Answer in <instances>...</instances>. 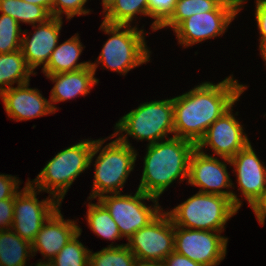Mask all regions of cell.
Wrapping results in <instances>:
<instances>
[{
	"mask_svg": "<svg viewBox=\"0 0 266 266\" xmlns=\"http://www.w3.org/2000/svg\"><path fill=\"white\" fill-rule=\"evenodd\" d=\"M219 5L218 0H177L173 13L158 30L165 27L174 30L193 14L214 11Z\"/></svg>",
	"mask_w": 266,
	"mask_h": 266,
	"instance_id": "obj_26",
	"label": "cell"
},
{
	"mask_svg": "<svg viewBox=\"0 0 266 266\" xmlns=\"http://www.w3.org/2000/svg\"><path fill=\"white\" fill-rule=\"evenodd\" d=\"M195 149V143L174 135L148 144L138 189L159 198L177 178L188 180L190 157Z\"/></svg>",
	"mask_w": 266,
	"mask_h": 266,
	"instance_id": "obj_2",
	"label": "cell"
},
{
	"mask_svg": "<svg viewBox=\"0 0 266 266\" xmlns=\"http://www.w3.org/2000/svg\"><path fill=\"white\" fill-rule=\"evenodd\" d=\"M236 15L219 5L214 11L193 14L183 20L173 31L183 47L223 35Z\"/></svg>",
	"mask_w": 266,
	"mask_h": 266,
	"instance_id": "obj_14",
	"label": "cell"
},
{
	"mask_svg": "<svg viewBox=\"0 0 266 266\" xmlns=\"http://www.w3.org/2000/svg\"><path fill=\"white\" fill-rule=\"evenodd\" d=\"M100 28L112 35L103 45L95 63H90L94 72L99 63L106 69L126 75L128 71L150 61V51L145 42L144 30L131 25L102 22ZM123 29V30H122Z\"/></svg>",
	"mask_w": 266,
	"mask_h": 266,
	"instance_id": "obj_4",
	"label": "cell"
},
{
	"mask_svg": "<svg viewBox=\"0 0 266 266\" xmlns=\"http://www.w3.org/2000/svg\"><path fill=\"white\" fill-rule=\"evenodd\" d=\"M88 0H53L52 1V17L62 18V14H66L67 20L75 15H87L89 9H84V5Z\"/></svg>",
	"mask_w": 266,
	"mask_h": 266,
	"instance_id": "obj_31",
	"label": "cell"
},
{
	"mask_svg": "<svg viewBox=\"0 0 266 266\" xmlns=\"http://www.w3.org/2000/svg\"><path fill=\"white\" fill-rule=\"evenodd\" d=\"M246 0H218L221 6H224L230 9L235 15L241 11L242 4L245 3Z\"/></svg>",
	"mask_w": 266,
	"mask_h": 266,
	"instance_id": "obj_37",
	"label": "cell"
},
{
	"mask_svg": "<svg viewBox=\"0 0 266 266\" xmlns=\"http://www.w3.org/2000/svg\"><path fill=\"white\" fill-rule=\"evenodd\" d=\"M226 165L214 155H208L196 148L190 157L188 184L200 187L199 192L228 197L239 210L242 201L233 191L222 189L233 187Z\"/></svg>",
	"mask_w": 266,
	"mask_h": 266,
	"instance_id": "obj_12",
	"label": "cell"
},
{
	"mask_svg": "<svg viewBox=\"0 0 266 266\" xmlns=\"http://www.w3.org/2000/svg\"><path fill=\"white\" fill-rule=\"evenodd\" d=\"M136 152L132 146L117 138L102 148L94 164L90 200L105 194L121 193L129 174L134 170Z\"/></svg>",
	"mask_w": 266,
	"mask_h": 266,
	"instance_id": "obj_7",
	"label": "cell"
},
{
	"mask_svg": "<svg viewBox=\"0 0 266 266\" xmlns=\"http://www.w3.org/2000/svg\"><path fill=\"white\" fill-rule=\"evenodd\" d=\"M255 10V17L260 33L259 50L261 51L266 46V1L257 0Z\"/></svg>",
	"mask_w": 266,
	"mask_h": 266,
	"instance_id": "obj_33",
	"label": "cell"
},
{
	"mask_svg": "<svg viewBox=\"0 0 266 266\" xmlns=\"http://www.w3.org/2000/svg\"><path fill=\"white\" fill-rule=\"evenodd\" d=\"M20 180L15 176L0 174V200L15 198Z\"/></svg>",
	"mask_w": 266,
	"mask_h": 266,
	"instance_id": "obj_32",
	"label": "cell"
},
{
	"mask_svg": "<svg viewBox=\"0 0 266 266\" xmlns=\"http://www.w3.org/2000/svg\"><path fill=\"white\" fill-rule=\"evenodd\" d=\"M98 200L106 207L115 221L121 236L127 240L138 230L147 226L162 210L158 198L137 189L135 194L114 193L102 195ZM143 200H150L153 206H146ZM161 208V209H160Z\"/></svg>",
	"mask_w": 266,
	"mask_h": 266,
	"instance_id": "obj_8",
	"label": "cell"
},
{
	"mask_svg": "<svg viewBox=\"0 0 266 266\" xmlns=\"http://www.w3.org/2000/svg\"><path fill=\"white\" fill-rule=\"evenodd\" d=\"M28 181L22 191H19L14 198L12 230L23 240L33 242L44 222L61 204L50 198L39 201L38 193ZM50 198V199H49Z\"/></svg>",
	"mask_w": 266,
	"mask_h": 266,
	"instance_id": "obj_10",
	"label": "cell"
},
{
	"mask_svg": "<svg viewBox=\"0 0 266 266\" xmlns=\"http://www.w3.org/2000/svg\"><path fill=\"white\" fill-rule=\"evenodd\" d=\"M0 12L14 18L18 23L41 24L51 18V14L42 6L23 0H0Z\"/></svg>",
	"mask_w": 266,
	"mask_h": 266,
	"instance_id": "obj_23",
	"label": "cell"
},
{
	"mask_svg": "<svg viewBox=\"0 0 266 266\" xmlns=\"http://www.w3.org/2000/svg\"><path fill=\"white\" fill-rule=\"evenodd\" d=\"M132 266H161V264L136 260Z\"/></svg>",
	"mask_w": 266,
	"mask_h": 266,
	"instance_id": "obj_39",
	"label": "cell"
},
{
	"mask_svg": "<svg viewBox=\"0 0 266 266\" xmlns=\"http://www.w3.org/2000/svg\"><path fill=\"white\" fill-rule=\"evenodd\" d=\"M116 0H102V5L104 6L103 7V12Z\"/></svg>",
	"mask_w": 266,
	"mask_h": 266,
	"instance_id": "obj_41",
	"label": "cell"
},
{
	"mask_svg": "<svg viewBox=\"0 0 266 266\" xmlns=\"http://www.w3.org/2000/svg\"><path fill=\"white\" fill-rule=\"evenodd\" d=\"M94 75L95 72L91 65L76 71L45 74L47 78L55 83L53 89H51L49 100L54 112L57 110V107L52 104L73 99L78 95L85 96L90 93V89H92L95 84H98L99 81Z\"/></svg>",
	"mask_w": 266,
	"mask_h": 266,
	"instance_id": "obj_19",
	"label": "cell"
},
{
	"mask_svg": "<svg viewBox=\"0 0 266 266\" xmlns=\"http://www.w3.org/2000/svg\"><path fill=\"white\" fill-rule=\"evenodd\" d=\"M261 56H266V46L260 51Z\"/></svg>",
	"mask_w": 266,
	"mask_h": 266,
	"instance_id": "obj_42",
	"label": "cell"
},
{
	"mask_svg": "<svg viewBox=\"0 0 266 266\" xmlns=\"http://www.w3.org/2000/svg\"><path fill=\"white\" fill-rule=\"evenodd\" d=\"M81 232L79 228V233L52 259L55 266H89L90 250L78 240Z\"/></svg>",
	"mask_w": 266,
	"mask_h": 266,
	"instance_id": "obj_28",
	"label": "cell"
},
{
	"mask_svg": "<svg viewBox=\"0 0 266 266\" xmlns=\"http://www.w3.org/2000/svg\"><path fill=\"white\" fill-rule=\"evenodd\" d=\"M23 1L44 7L51 14L52 17L53 0H23Z\"/></svg>",
	"mask_w": 266,
	"mask_h": 266,
	"instance_id": "obj_38",
	"label": "cell"
},
{
	"mask_svg": "<svg viewBox=\"0 0 266 266\" xmlns=\"http://www.w3.org/2000/svg\"><path fill=\"white\" fill-rule=\"evenodd\" d=\"M14 198L0 200V230L12 228Z\"/></svg>",
	"mask_w": 266,
	"mask_h": 266,
	"instance_id": "obj_34",
	"label": "cell"
},
{
	"mask_svg": "<svg viewBox=\"0 0 266 266\" xmlns=\"http://www.w3.org/2000/svg\"><path fill=\"white\" fill-rule=\"evenodd\" d=\"M106 139L80 141L58 152L38 176L28 182L37 190L50 193L60 204L74 180L92 163Z\"/></svg>",
	"mask_w": 266,
	"mask_h": 266,
	"instance_id": "obj_3",
	"label": "cell"
},
{
	"mask_svg": "<svg viewBox=\"0 0 266 266\" xmlns=\"http://www.w3.org/2000/svg\"><path fill=\"white\" fill-rule=\"evenodd\" d=\"M220 233L174 226V251L204 266L219 265L228 243Z\"/></svg>",
	"mask_w": 266,
	"mask_h": 266,
	"instance_id": "obj_11",
	"label": "cell"
},
{
	"mask_svg": "<svg viewBox=\"0 0 266 266\" xmlns=\"http://www.w3.org/2000/svg\"><path fill=\"white\" fill-rule=\"evenodd\" d=\"M177 0H148L149 17L154 21L151 25L153 31L158 28L171 16Z\"/></svg>",
	"mask_w": 266,
	"mask_h": 266,
	"instance_id": "obj_30",
	"label": "cell"
},
{
	"mask_svg": "<svg viewBox=\"0 0 266 266\" xmlns=\"http://www.w3.org/2000/svg\"><path fill=\"white\" fill-rule=\"evenodd\" d=\"M238 212L228 197L196 193L167 213L174 226L186 229L224 231V225Z\"/></svg>",
	"mask_w": 266,
	"mask_h": 266,
	"instance_id": "obj_6",
	"label": "cell"
},
{
	"mask_svg": "<svg viewBox=\"0 0 266 266\" xmlns=\"http://www.w3.org/2000/svg\"><path fill=\"white\" fill-rule=\"evenodd\" d=\"M262 58H263V60L265 61V63H266V56H262Z\"/></svg>",
	"mask_w": 266,
	"mask_h": 266,
	"instance_id": "obj_43",
	"label": "cell"
},
{
	"mask_svg": "<svg viewBox=\"0 0 266 266\" xmlns=\"http://www.w3.org/2000/svg\"><path fill=\"white\" fill-rule=\"evenodd\" d=\"M103 13L106 23L130 25L138 14L149 16L148 0H116Z\"/></svg>",
	"mask_w": 266,
	"mask_h": 266,
	"instance_id": "obj_25",
	"label": "cell"
},
{
	"mask_svg": "<svg viewBox=\"0 0 266 266\" xmlns=\"http://www.w3.org/2000/svg\"><path fill=\"white\" fill-rule=\"evenodd\" d=\"M173 115V98L142 103L120 118L115 125L116 132L108 138L122 133L117 139L130 146L128 136L136 140H148L149 145L154 144L167 138L170 133L175 136ZM123 132L126 134L123 135Z\"/></svg>",
	"mask_w": 266,
	"mask_h": 266,
	"instance_id": "obj_5",
	"label": "cell"
},
{
	"mask_svg": "<svg viewBox=\"0 0 266 266\" xmlns=\"http://www.w3.org/2000/svg\"><path fill=\"white\" fill-rule=\"evenodd\" d=\"M161 266H204L197 263L188 257L173 251L168 257L164 259Z\"/></svg>",
	"mask_w": 266,
	"mask_h": 266,
	"instance_id": "obj_35",
	"label": "cell"
},
{
	"mask_svg": "<svg viewBox=\"0 0 266 266\" xmlns=\"http://www.w3.org/2000/svg\"><path fill=\"white\" fill-rule=\"evenodd\" d=\"M232 107L233 105L209 126L196 144L199 151L210 146L226 163L250 143L243 132V125L232 114Z\"/></svg>",
	"mask_w": 266,
	"mask_h": 266,
	"instance_id": "obj_13",
	"label": "cell"
},
{
	"mask_svg": "<svg viewBox=\"0 0 266 266\" xmlns=\"http://www.w3.org/2000/svg\"><path fill=\"white\" fill-rule=\"evenodd\" d=\"M62 18L51 17L46 22L33 25L35 31L30 37L28 31L22 33L21 50L28 67L34 72L38 66L47 65L51 53L58 45Z\"/></svg>",
	"mask_w": 266,
	"mask_h": 266,
	"instance_id": "obj_15",
	"label": "cell"
},
{
	"mask_svg": "<svg viewBox=\"0 0 266 266\" xmlns=\"http://www.w3.org/2000/svg\"><path fill=\"white\" fill-rule=\"evenodd\" d=\"M136 261L135 255L126 244L108 245L101 251L92 253L90 250L89 266H132Z\"/></svg>",
	"mask_w": 266,
	"mask_h": 266,
	"instance_id": "obj_27",
	"label": "cell"
},
{
	"mask_svg": "<svg viewBox=\"0 0 266 266\" xmlns=\"http://www.w3.org/2000/svg\"><path fill=\"white\" fill-rule=\"evenodd\" d=\"M23 33L20 24L9 15H0V54L16 52L21 49Z\"/></svg>",
	"mask_w": 266,
	"mask_h": 266,
	"instance_id": "obj_29",
	"label": "cell"
},
{
	"mask_svg": "<svg viewBox=\"0 0 266 266\" xmlns=\"http://www.w3.org/2000/svg\"><path fill=\"white\" fill-rule=\"evenodd\" d=\"M257 220L261 225H264L266 218V190L254 201L251 205Z\"/></svg>",
	"mask_w": 266,
	"mask_h": 266,
	"instance_id": "obj_36",
	"label": "cell"
},
{
	"mask_svg": "<svg viewBox=\"0 0 266 266\" xmlns=\"http://www.w3.org/2000/svg\"><path fill=\"white\" fill-rule=\"evenodd\" d=\"M36 75L28 67L22 50L0 54V93L13 87L30 82V75Z\"/></svg>",
	"mask_w": 266,
	"mask_h": 266,
	"instance_id": "obj_21",
	"label": "cell"
},
{
	"mask_svg": "<svg viewBox=\"0 0 266 266\" xmlns=\"http://www.w3.org/2000/svg\"><path fill=\"white\" fill-rule=\"evenodd\" d=\"M246 88L229 76L218 84L204 82L174 97L175 136L197 144L209 126L239 100Z\"/></svg>",
	"mask_w": 266,
	"mask_h": 266,
	"instance_id": "obj_1",
	"label": "cell"
},
{
	"mask_svg": "<svg viewBox=\"0 0 266 266\" xmlns=\"http://www.w3.org/2000/svg\"><path fill=\"white\" fill-rule=\"evenodd\" d=\"M59 209L58 207L44 222L31 243L32 253L36 255L35 252L40 251L46 260H52L79 233L80 227L77 223L74 220H64Z\"/></svg>",
	"mask_w": 266,
	"mask_h": 266,
	"instance_id": "obj_18",
	"label": "cell"
},
{
	"mask_svg": "<svg viewBox=\"0 0 266 266\" xmlns=\"http://www.w3.org/2000/svg\"><path fill=\"white\" fill-rule=\"evenodd\" d=\"M33 257L32 245L23 240L11 228L0 230V263L3 266H26V260Z\"/></svg>",
	"mask_w": 266,
	"mask_h": 266,
	"instance_id": "obj_22",
	"label": "cell"
},
{
	"mask_svg": "<svg viewBox=\"0 0 266 266\" xmlns=\"http://www.w3.org/2000/svg\"><path fill=\"white\" fill-rule=\"evenodd\" d=\"M126 245L136 260L161 264L174 251V223L169 214L162 211L135 232Z\"/></svg>",
	"mask_w": 266,
	"mask_h": 266,
	"instance_id": "obj_9",
	"label": "cell"
},
{
	"mask_svg": "<svg viewBox=\"0 0 266 266\" xmlns=\"http://www.w3.org/2000/svg\"><path fill=\"white\" fill-rule=\"evenodd\" d=\"M255 154L251 143L238 151L227 164L234 166L242 195L251 206L266 190V167Z\"/></svg>",
	"mask_w": 266,
	"mask_h": 266,
	"instance_id": "obj_17",
	"label": "cell"
},
{
	"mask_svg": "<svg viewBox=\"0 0 266 266\" xmlns=\"http://www.w3.org/2000/svg\"><path fill=\"white\" fill-rule=\"evenodd\" d=\"M36 266H55V264L52 262V260H46L45 262H38Z\"/></svg>",
	"mask_w": 266,
	"mask_h": 266,
	"instance_id": "obj_40",
	"label": "cell"
},
{
	"mask_svg": "<svg viewBox=\"0 0 266 266\" xmlns=\"http://www.w3.org/2000/svg\"><path fill=\"white\" fill-rule=\"evenodd\" d=\"M8 117L16 121L31 120L55 113L51 102L38 89L29 88V82L0 93Z\"/></svg>",
	"mask_w": 266,
	"mask_h": 266,
	"instance_id": "obj_16",
	"label": "cell"
},
{
	"mask_svg": "<svg viewBox=\"0 0 266 266\" xmlns=\"http://www.w3.org/2000/svg\"><path fill=\"white\" fill-rule=\"evenodd\" d=\"M78 35H74L62 44L57 45L51 53L47 65L42 68L44 74L76 71L90 66V61L77 64L83 50Z\"/></svg>",
	"mask_w": 266,
	"mask_h": 266,
	"instance_id": "obj_20",
	"label": "cell"
},
{
	"mask_svg": "<svg viewBox=\"0 0 266 266\" xmlns=\"http://www.w3.org/2000/svg\"><path fill=\"white\" fill-rule=\"evenodd\" d=\"M87 206L89 208L86 219L94 234L109 241L123 238L109 211L99 200L95 204L89 202Z\"/></svg>",
	"mask_w": 266,
	"mask_h": 266,
	"instance_id": "obj_24",
	"label": "cell"
}]
</instances>
